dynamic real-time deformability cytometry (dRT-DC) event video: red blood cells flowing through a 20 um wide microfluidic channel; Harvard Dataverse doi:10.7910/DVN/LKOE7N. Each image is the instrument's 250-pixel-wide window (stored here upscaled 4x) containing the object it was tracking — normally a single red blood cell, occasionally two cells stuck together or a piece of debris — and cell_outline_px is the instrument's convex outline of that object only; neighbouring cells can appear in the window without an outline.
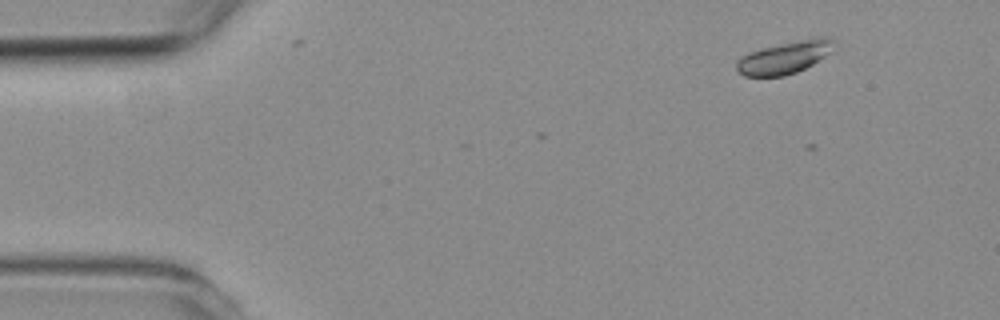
{"species": "common noctule bat (a hibernating species)", "species_latin": "Nyctalus noctula", "temperature_condition": "room temperature", "stored_images_in_passage": 4, "camera_frame_rate_fps": 3000, "um_per_image_px": 0.085, "animal": {"sex": "female", "body_mass_g": 19.3, "forearm_length_mm": 54.1}, "frame": {"image": 1, "passage_image": 2, "time_ms": 1.0, "image_size_px": [1000, 320], "cell_outline_px": [[836, 40], [828, 52], [824, 56], [812, 64], [796, 72], [784, 76], [744, 76], [736, 68], [736, 64], [740, 56], [748, 52], [764, 48], [800, 40], [820, 36], [824, 36]], "centroid_in_image_um": [66.66, 4.89], "position_along_channel_um": 18.3, "area_um2": 17.92}}